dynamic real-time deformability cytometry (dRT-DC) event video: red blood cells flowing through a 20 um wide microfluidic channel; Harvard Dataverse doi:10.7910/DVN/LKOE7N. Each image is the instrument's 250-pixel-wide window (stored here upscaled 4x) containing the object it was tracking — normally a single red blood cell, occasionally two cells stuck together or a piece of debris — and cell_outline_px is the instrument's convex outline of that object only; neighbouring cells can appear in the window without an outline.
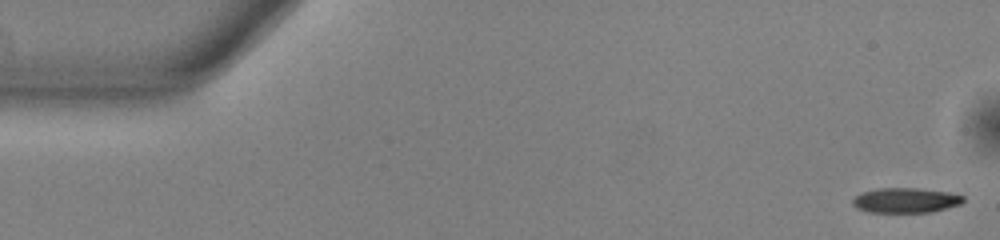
{"species": "common noctule bat (a hibernating species)", "species_latin": "Nyctalus noctula", "temperature_condition": "warm", "stored_images_in_passage": 47, "camera_frame_rate_fps": 3000, "um_per_image_px": 0.085, "animal": {"sex": "male", "body_mass_g": 13.0, "forearm_length_mm": 53.1}, "frame": {"image": 1, "passage_image": 1, "time_ms": 0.0, "image_size_px": [1000, 240], "cell_outline_px": [[964, 200], [960, 204], [932, 212], [868, 212], [856, 208], [852, 204], [852, 200], [856, 196], [864, 192], [880, 188], [916, 188], [948, 192], [964, 196]], "centroid_in_image_um": [76.97, 17.03], "position_along_channel_um": 8.0, "area_um2": 15.95}}
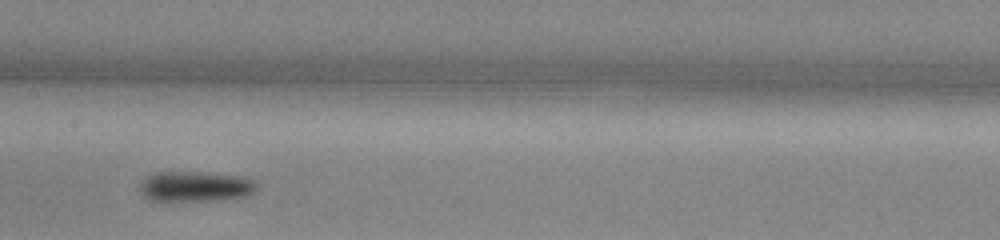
{"frame": {"image": 2, "passage_image": 26, "time_ms": 8.333, "image_size_px": [1000, 240], "cell_outline_px": [[260, 188], [256, 192], [248, 196], [216, 200], [152, 200], [144, 196], [140, 192], [140, 184], [152, 172], [200, 172], [240, 176], [252, 180]], "centroid_in_image_um": [16.65, 15.84], "position_along_channel_um": 190.8, "area_um2": 20.58}}
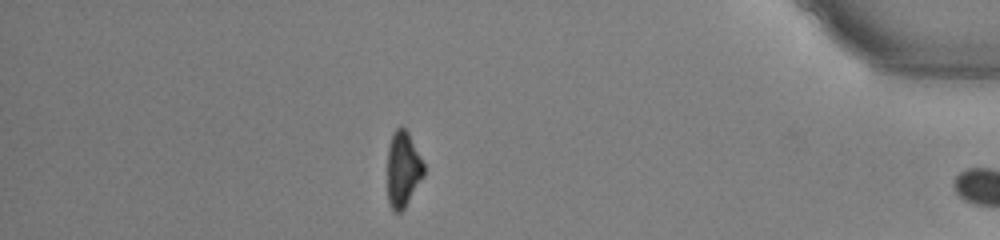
{"frame": {"image": 3, "passage_image": 46, "time_ms": 15.0, "image_size_px": [1000, 240], "cell_outline_px": [[424, 176], [404, 208], [400, 212], [396, 212], [388, 204], [388, 148], [392, 132], [400, 124], [408, 132], [424, 164]], "centroid_in_image_um": [34.25, 14.36], "position_along_channel_um": 401.0, "area_um2": 16.01}, "authors_computed_cell_mechanics": {"area_um2": 18.1492, "velocity_mm_per_s": 3.8361, "shape_relaxation_time_tau1_ms": 2.4216, "shape_relaxation_time_tau2_ms": null, "deformation_change_tau1": 0.1294, "deformation_change_tau2": null}}